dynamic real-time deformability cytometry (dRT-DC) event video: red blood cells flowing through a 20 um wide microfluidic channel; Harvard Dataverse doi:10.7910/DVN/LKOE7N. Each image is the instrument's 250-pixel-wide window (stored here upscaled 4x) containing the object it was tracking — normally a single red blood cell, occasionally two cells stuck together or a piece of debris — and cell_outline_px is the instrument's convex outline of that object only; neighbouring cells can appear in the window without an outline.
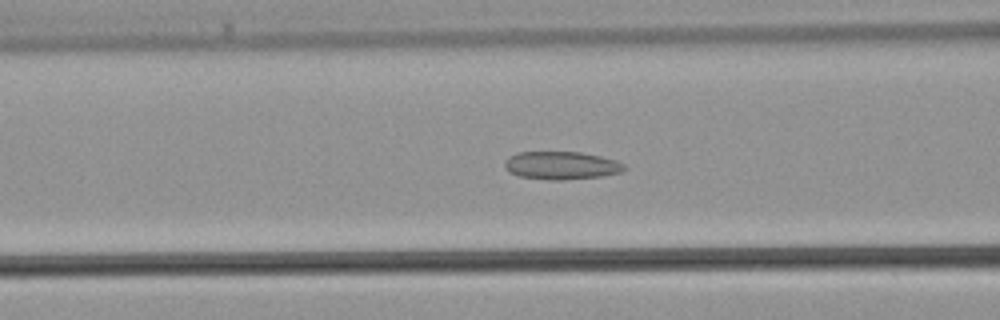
{"species": "common noctule bat (a hibernating species)", "species_latin": "Nyctalus noctula", "temperature_condition": "warm", "stored_images_in_passage": 41, "camera_frame_rate_fps": 3000, "um_per_image_px": 0.085, "animal": {"sex": "male", "body_mass_g": 21.5, "forearm_length_mm": 52.0}, "frame": {"image": 1, "passage_image": 16, "time_ms": 5.0, "image_size_px": [1000, 320], "cell_outline_px": [[628, 168], [620, 172], [604, 176], [564, 180], [548, 180], [520, 176], [508, 172], [504, 168], [504, 164], [508, 156], [516, 152], [580, 152], [600, 156], [616, 160], [624, 164]], "centroid_in_image_um": [47.71, 14.06], "position_along_channel_um": 118.9, "area_um2": 19.71}}
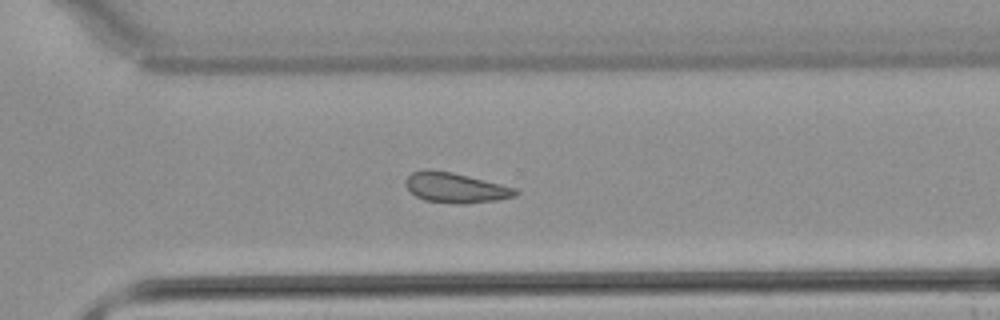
{"frame": {"image": 2, "passage_image": 29, "time_ms": 9.333, "image_size_px": [1000, 320], "cell_outline_px": [[520, 192], [516, 196], [496, 200], [468, 204], [456, 204], [424, 200], [416, 196], [404, 184], [404, 180], [412, 172], [424, 168], [428, 168], [452, 172], [516, 188]], "centroid_in_image_um": [38.69, 15.95], "position_along_channel_um": 331.9, "area_um2": 19.42}}
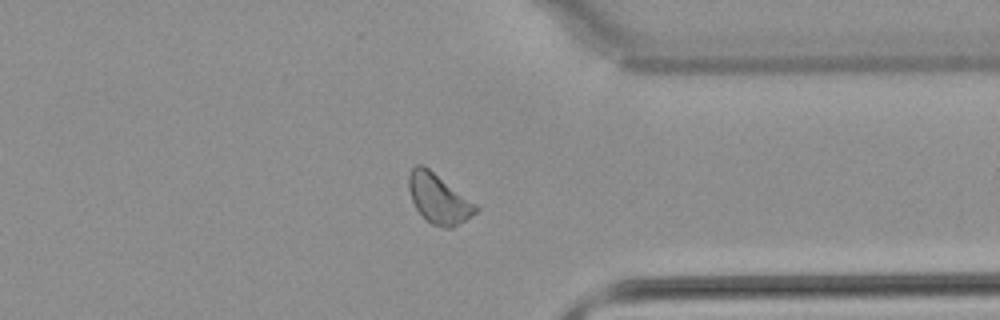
{"frame": {"image": 3, "passage_image": 32, "time_ms": 10.333, "image_size_px": [1000, 320], "cell_outline_px": [[480, 208], [476, 212], [452, 228], [444, 228], [432, 224], [416, 208], [412, 200], [408, 188], [408, 176], [412, 168], [416, 164], [424, 164], [476, 204]], "centroid_in_image_um": [37.27, 16.86], "position_along_channel_um": 374.1, "area_um2": 19.13}}